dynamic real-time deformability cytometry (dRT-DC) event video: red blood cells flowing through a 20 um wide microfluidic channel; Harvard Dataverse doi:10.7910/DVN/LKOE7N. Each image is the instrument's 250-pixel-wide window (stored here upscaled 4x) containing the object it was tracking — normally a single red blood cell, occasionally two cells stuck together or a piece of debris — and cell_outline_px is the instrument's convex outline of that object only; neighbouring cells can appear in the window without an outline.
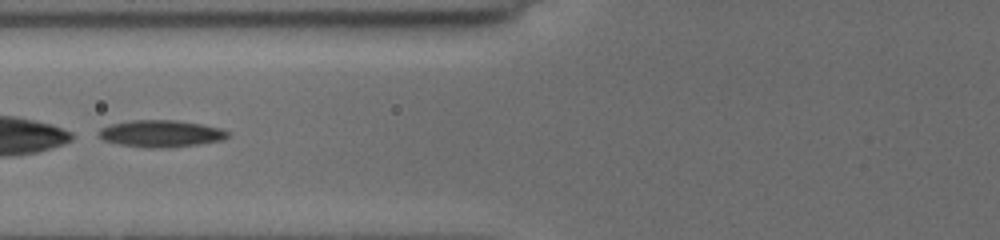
{"species": "common noctule bat (a hibernating species)", "species_latin": "Nyctalus noctula", "temperature_condition": "cold", "stored_images_in_passage": 20, "camera_frame_rate_fps": 3000, "um_per_image_px": 0.085, "animal": {"sex": "female", "body_mass_g": 19.5, "forearm_length_mm": 54.1}, "frame": {"image": 1, "passage_image": 19, "time_ms": 8.0, "image_size_px": [1000, 240], "cell_outline_px": [[232, 132], [224, 140], [168, 148], [144, 148], [120, 144], [104, 140], [96, 136], [96, 132], [100, 128], [108, 124], [132, 120], [176, 120], [200, 124], [220, 128]], "centroid_in_image_um": [13.64, 11.35], "position_along_channel_um": 112.2, "area_um2": 20.52}}